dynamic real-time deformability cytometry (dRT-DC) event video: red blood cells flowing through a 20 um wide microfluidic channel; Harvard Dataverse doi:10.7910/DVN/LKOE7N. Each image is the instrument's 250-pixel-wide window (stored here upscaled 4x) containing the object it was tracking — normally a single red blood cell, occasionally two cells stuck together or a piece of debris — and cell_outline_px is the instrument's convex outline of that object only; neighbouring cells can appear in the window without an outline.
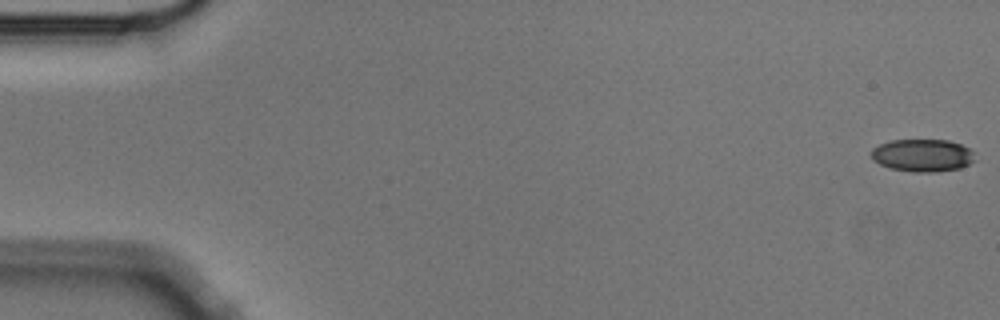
{"species": "Egyptian fruit bat (a non-hibernating species)", "species_latin": "Rousettus aegyptiacus", "temperature_condition": "cold", "stored_images_in_passage": 6, "camera_frame_rate_fps": 3000, "um_per_image_px": 0.085, "animal": {"sex": "male"}, "frame": {"image": 1, "passage_image": 1, "time_ms": 0.0, "image_size_px": [1000, 320], "cell_outline_px": [[976, 160], [960, 168], [936, 172], [912, 172], [888, 168], [872, 160], [872, 148], [880, 144], [892, 140], [948, 140], [960, 144], [968, 148], [972, 152]], "centroid_in_image_um": [78.4, 13.21], "position_along_channel_um": 6.6, "area_um2": 19.71}}
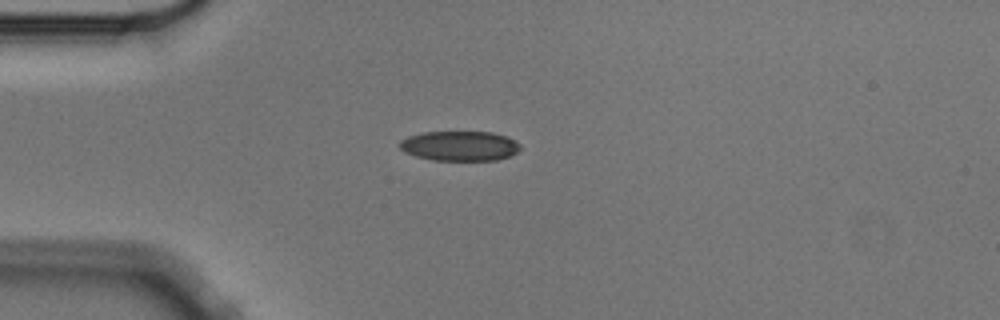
{"frame": {"image": 2, "passage_image": 5, "time_ms": 1.333, "image_size_px": [1000, 320], "cell_outline_px": [[520, 148], [512, 156], [496, 160], [432, 160], [416, 156], [404, 152], [400, 148], [400, 140], [408, 136], [424, 132], [492, 132], [508, 136], [520, 144]], "centroid_in_image_um": [39.09, 12.4], "position_along_channel_um": 45.9, "area_um2": 21.04}}
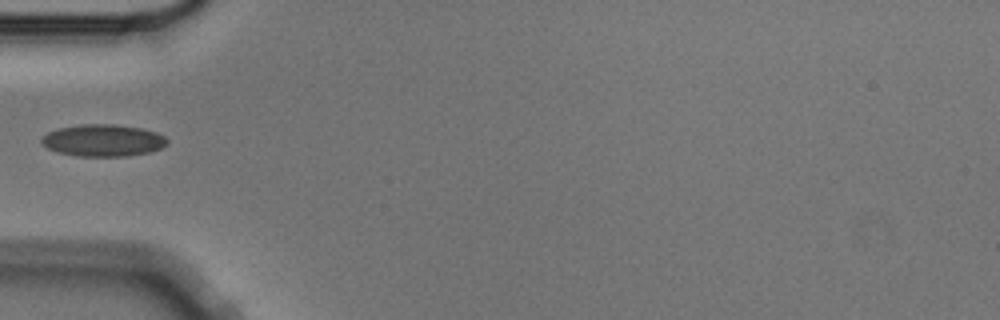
{"frame": {"image": 3, "passage_image": 6, "time_ms": 1.667, "image_size_px": [1000, 320], "cell_outline_px": [[168, 144], [160, 148], [148, 152], [128, 156], [76, 156], [56, 152], [40, 144], [40, 136], [48, 132], [60, 128], [80, 124], [116, 124], [140, 128], [156, 132], [164, 136], [168, 140]], "centroid_in_image_um": [8.72, 11.93], "position_along_channel_um": 76.3, "area_um2": 23.58}}